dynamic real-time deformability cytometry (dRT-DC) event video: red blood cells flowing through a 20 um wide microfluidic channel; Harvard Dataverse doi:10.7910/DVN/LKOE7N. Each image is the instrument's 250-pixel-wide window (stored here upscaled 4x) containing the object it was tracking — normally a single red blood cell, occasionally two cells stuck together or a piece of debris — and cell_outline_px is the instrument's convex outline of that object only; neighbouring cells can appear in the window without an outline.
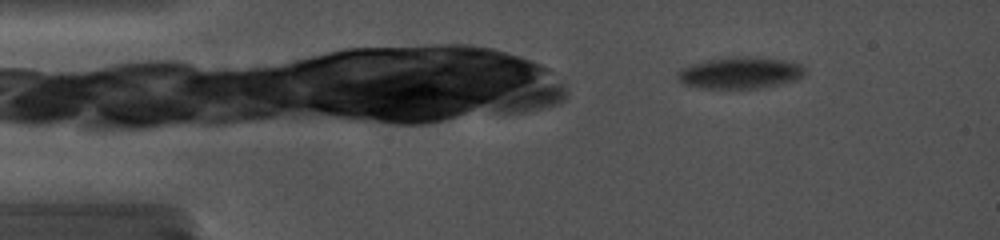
{"species": "common noctule bat (a hibernating species)", "species_latin": "Nyctalus noctula", "temperature_condition": "cold", "stored_images_in_passage": 18, "camera_frame_rate_fps": 5000, "um_per_image_px": 0.085, "animal": {"sex": "female", "body_mass_g": 19.0, "forearm_length_mm": 56.7}, "frame": {"image": 1, "passage_image": 1, "time_ms": 0.0, "image_size_px": [1000, 240], "cell_outline_px": [[804, 76], [796, 80], [780, 84], [760, 88], [700, 88], [684, 84], [676, 76], [676, 72], [680, 68], [704, 60], [728, 56], [744, 56], [784, 60], [804, 64]], "centroid_in_image_um": [62.9, 6.18], "position_along_channel_um": 22.1, "area_um2": 23.76}}
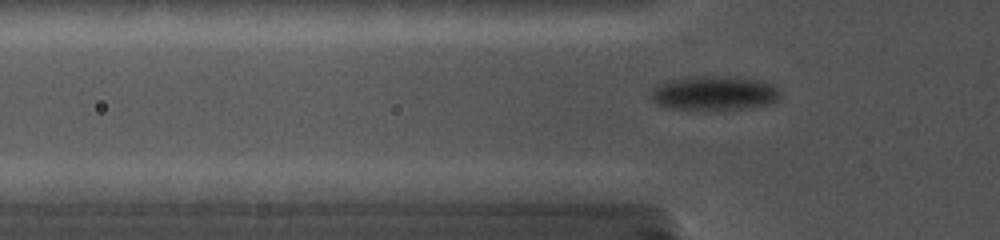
{"frame": {"image": 2, "passage_image": 11, "time_ms": 3.4, "image_size_px": [1000, 240], "cell_outline_px": [[780, 100], [768, 104], [724, 112], [720, 112], [668, 108], [656, 104], [652, 100], [652, 88], [668, 80], [684, 76], [736, 76], [756, 80], [772, 84], [780, 92]], "centroid_in_image_um": [60.7, 7.94], "position_along_channel_um": 65.1, "area_um2": 26.76}}
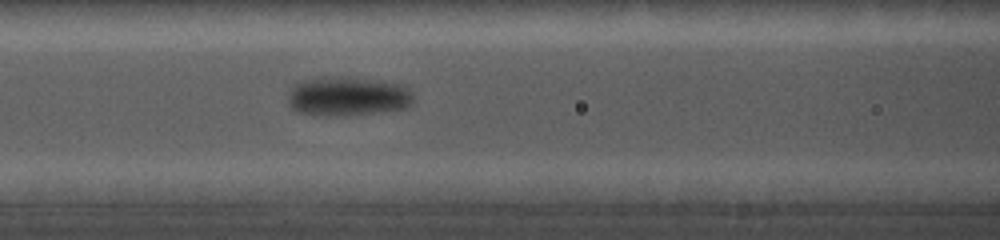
{"frame": {"image": 3, "passage_image": 17, "time_ms": 5.4, "image_size_px": [1000, 240], "cell_outline_px": [[412, 104], [408, 108], [380, 112], [348, 116], [316, 116], [296, 112], [288, 104], [288, 96], [292, 84], [296, 80], [316, 76], [340, 76], [380, 80], [408, 84], [412, 92]], "centroid_in_image_um": [29.53, 8.17], "position_along_channel_um": 137.1, "area_um2": 30.11}}